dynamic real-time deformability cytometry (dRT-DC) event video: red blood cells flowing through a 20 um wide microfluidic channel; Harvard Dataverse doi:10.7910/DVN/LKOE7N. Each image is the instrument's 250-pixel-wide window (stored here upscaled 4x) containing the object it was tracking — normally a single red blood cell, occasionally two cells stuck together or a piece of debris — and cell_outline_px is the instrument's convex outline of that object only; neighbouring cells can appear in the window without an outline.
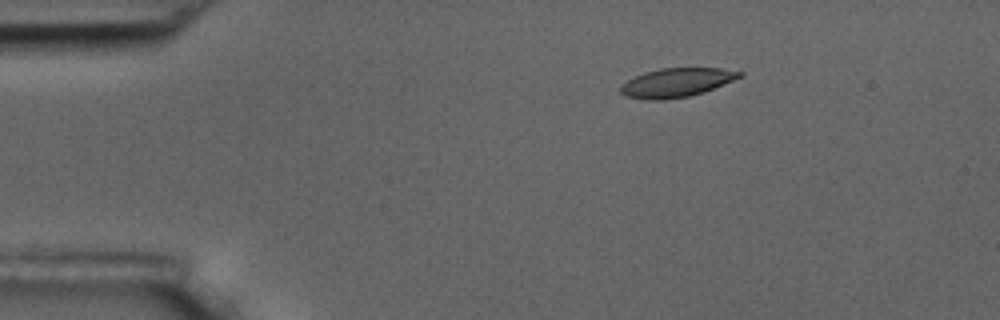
{"species": "common noctule bat (a hibernating species)", "species_latin": "Nyctalus noctula", "temperature_condition": "room temperature", "stored_images_in_passage": 15, "camera_frame_rate_fps": 3000, "um_per_image_px": 0.085, "animal": {"sex": "male", "body_mass_g": 17.5, "forearm_length_mm": 52.3}, "frame": {"image": 1, "passage_image": 3, "time_ms": 2.333, "image_size_px": [1000, 320], "cell_outline_px": [[744, 76], [704, 92], [688, 96], [664, 100], [648, 100], [628, 96], [620, 92], [620, 84], [644, 72], [660, 68], [720, 68], [744, 72]], "centroid_in_image_um": [57.52, 7.01], "position_along_channel_um": 27.5, "area_um2": 20.06}}
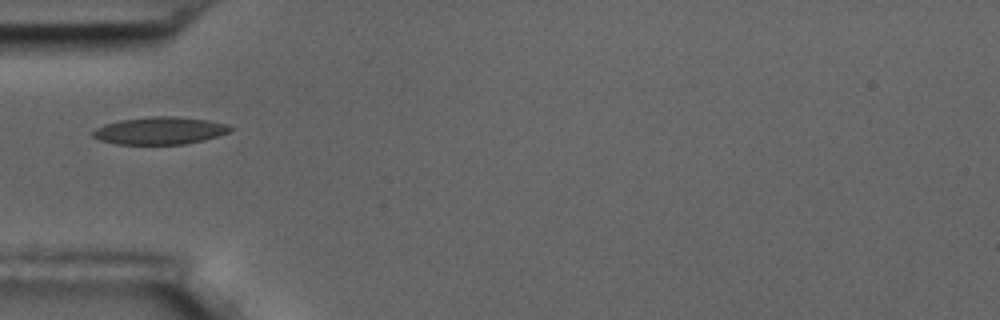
{"frame": {"image": 2, "passage_image": 5, "time_ms": 5.333, "image_size_px": [1000, 320], "cell_outline_px": [[232, 128], [228, 132], [204, 140], [184, 144], [116, 144], [100, 140], [92, 136], [92, 132], [96, 128], [104, 124], [120, 120], [152, 116], [176, 116], [208, 120], [228, 124]], "centroid_in_image_um": [13.57, 11.1], "position_along_channel_um": 71.4, "area_um2": 21.91}}
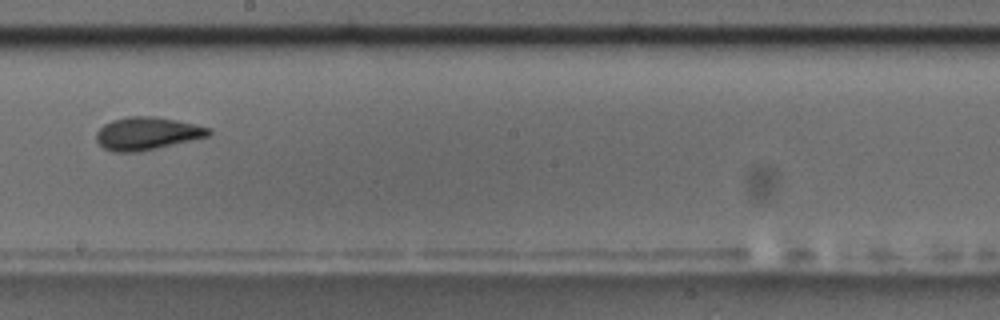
{"frame": {"image": 3, "passage_image": 9, "time_ms": 10.0, "image_size_px": [1000, 320], "cell_outline_px": [[212, 132], [208, 136], [192, 140], [140, 152], [112, 152], [104, 148], [96, 140], [96, 132], [104, 124], [112, 120], [128, 116], [156, 116], [176, 120], [212, 128]], "centroid_in_image_um": [12.49, 11.34], "position_along_channel_um": 235.7, "area_um2": 21.56}, "authors_computed_cell_mechanics": {"area_um2": 20.4612, "velocity_mm_per_s": 3.5304, "shape_relaxation_time_tau1_ms": 5.9539, "shape_relaxation_time_tau2_ms": 1.7065, "deformation_change_tau1": 0.1574, "deformation_change_tau2": 0.0827}}